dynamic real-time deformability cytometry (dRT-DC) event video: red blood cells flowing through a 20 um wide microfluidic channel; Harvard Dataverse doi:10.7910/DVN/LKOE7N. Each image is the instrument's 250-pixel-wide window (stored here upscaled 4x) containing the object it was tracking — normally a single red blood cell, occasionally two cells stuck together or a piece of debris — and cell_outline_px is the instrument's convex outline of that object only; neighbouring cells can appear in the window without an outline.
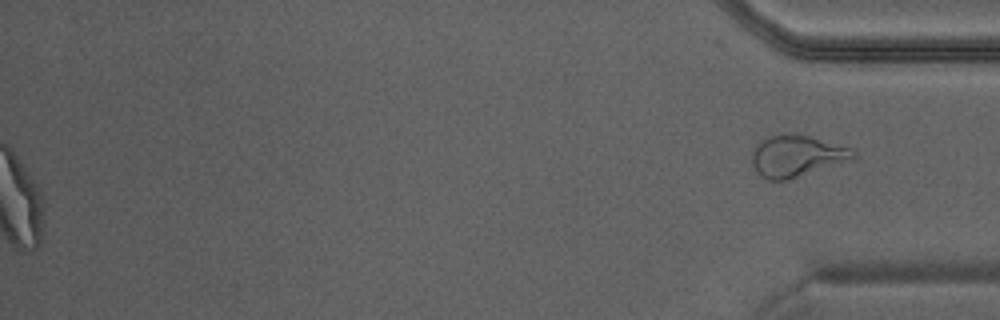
{"species": "Egyptian fruit bat (a non-hibernating species)", "species_latin": "Rousettus aegyptiacus", "temperature_condition": "warm", "stored_images_in_passage": 42, "camera_frame_rate_fps": 3000, "um_per_image_px": 0.085, "animal": {"sex": "male"}, "frame": {"image": 1, "passage_image": 42, "time_ms": 13.667, "image_size_px": [1000, 320], "cell_outline_px": [[856, 160], [788, 180], [768, 180], [760, 176], [756, 172], [752, 164], [752, 148], [760, 140], [768, 136], [784, 132], [796, 132], [852, 148], [856, 152]], "centroid_in_image_um": [67.74, 13.24], "position_along_channel_um": 367.5, "area_um2": 25.49}}